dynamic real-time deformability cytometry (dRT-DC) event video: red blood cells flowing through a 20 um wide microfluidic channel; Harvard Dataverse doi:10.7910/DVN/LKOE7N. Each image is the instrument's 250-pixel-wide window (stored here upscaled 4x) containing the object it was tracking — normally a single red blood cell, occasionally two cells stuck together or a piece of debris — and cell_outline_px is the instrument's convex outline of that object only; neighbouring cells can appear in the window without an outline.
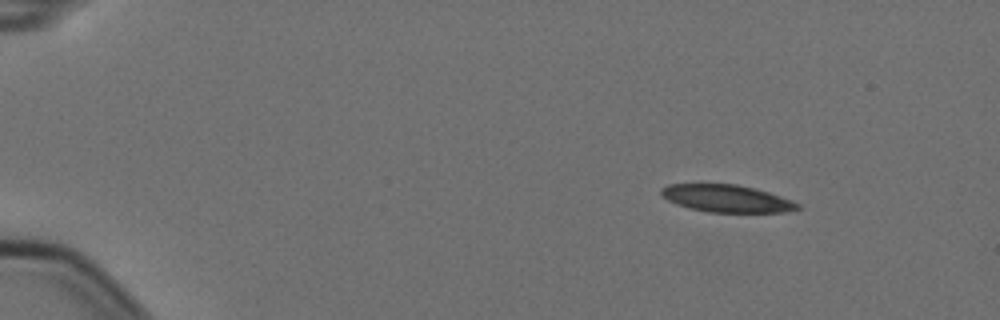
{"species": "Egyptian fruit bat (a non-hibernating species)", "species_latin": "Rousettus aegyptiacus", "temperature_condition": "cold", "stored_images_in_passage": 4, "camera_frame_rate_fps": 3000, "um_per_image_px": 0.085, "animal": {"sex": "female"}, "frame": {"image": 1, "passage_image": 1, "time_ms": 0.0, "image_size_px": [1000, 320], "cell_outline_px": [[800, 208], [784, 212], [708, 212], [688, 208], [676, 204], [668, 200], [660, 192], [660, 188], [668, 184], [736, 184], [756, 188], [792, 200], [800, 204]], "centroid_in_image_um": [61.76, 16.87], "position_along_channel_um": 23.2, "area_um2": 21.73}}
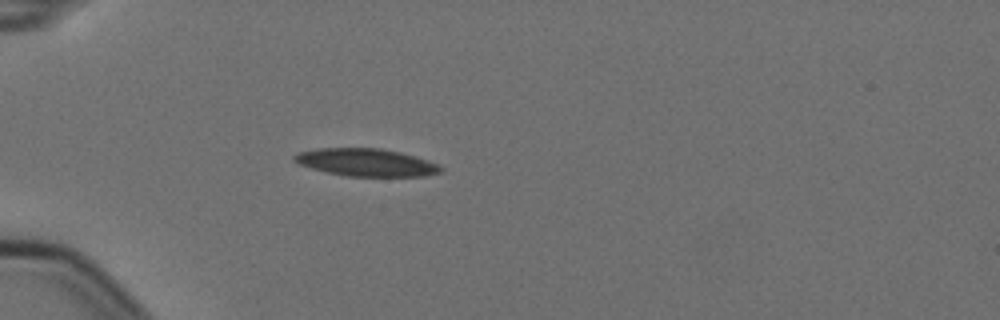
{"frame": {"image": 2, "passage_image": 4, "time_ms": 1.0, "image_size_px": [1000, 320], "cell_outline_px": [[444, 168], [440, 172], [424, 176], [344, 176], [312, 168], [300, 164], [292, 160], [292, 156], [296, 152], [316, 148], [380, 148], [400, 152], [428, 160]], "centroid_in_image_um": [31.08, 13.8], "position_along_channel_um": 53.9, "area_um2": 23.52}}